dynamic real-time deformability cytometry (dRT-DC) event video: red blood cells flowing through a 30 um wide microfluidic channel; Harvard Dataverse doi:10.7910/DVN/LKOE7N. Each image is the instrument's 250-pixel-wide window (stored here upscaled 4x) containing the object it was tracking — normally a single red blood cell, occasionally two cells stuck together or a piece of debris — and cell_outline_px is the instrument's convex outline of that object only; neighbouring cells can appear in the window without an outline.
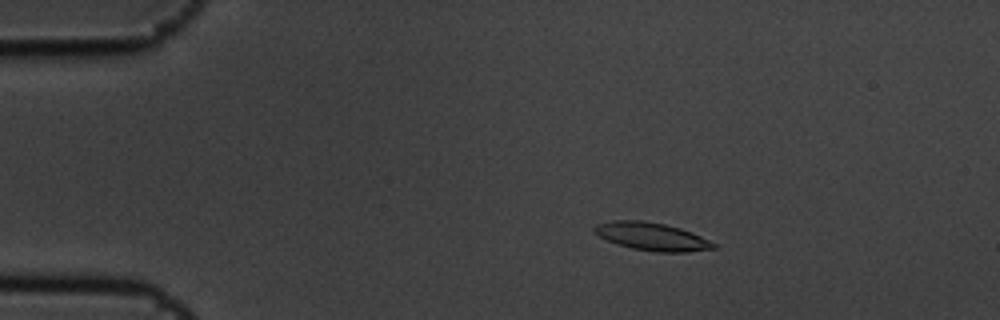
{"species": "common noctule bat (a hibernating species)", "species_latin": "Nyctalus noctula", "temperature_condition": "cold", "stored_images_in_passage": 6, "camera_frame_rate_fps": 3000, "um_per_image_px": 0.085, "animal": {"sex": "male", "body_mass_g": 19.5, "forearm_length_mm": 54.6}, "frame": {"image": 1, "passage_image": 4, "time_ms": 1.0, "image_size_px": [1000, 320], "cell_outline_px": [[716, 248], [688, 252], [656, 252], [632, 248], [616, 244], [600, 236], [592, 228], [596, 224], [612, 220], [640, 220], [664, 224], [680, 228], [692, 232], [716, 244]], "centroid_in_image_um": [55.4, 20.1], "position_along_channel_um": 29.6, "area_um2": 19.25}}